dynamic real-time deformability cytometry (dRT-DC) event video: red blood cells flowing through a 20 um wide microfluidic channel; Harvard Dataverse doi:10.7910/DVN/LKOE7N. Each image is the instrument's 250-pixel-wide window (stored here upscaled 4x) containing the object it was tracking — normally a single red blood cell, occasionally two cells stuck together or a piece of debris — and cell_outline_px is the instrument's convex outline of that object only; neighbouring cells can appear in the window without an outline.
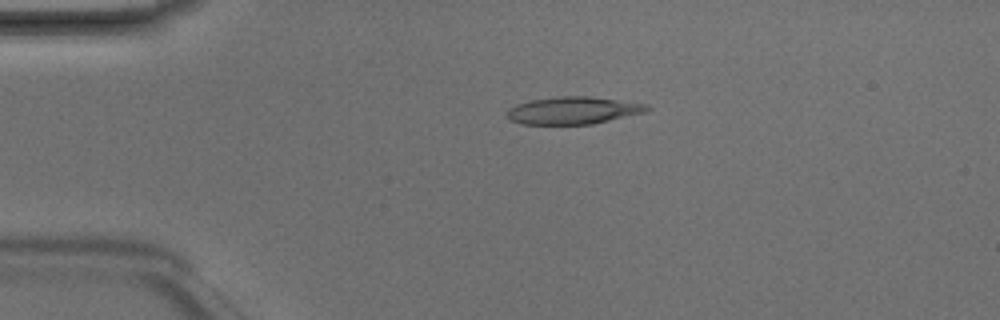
{"species": "Egyptian fruit bat (a non-hibernating species)", "species_latin": "Rousettus aegyptiacus", "temperature_condition": "room temperature", "stored_images_in_passage": 4, "camera_frame_rate_fps": 3000, "um_per_image_px": 0.085, "animal": {"sex": "male"}, "frame": {"image": 1, "passage_image": 3, "time_ms": 0.667, "image_size_px": [1000, 320], "cell_outline_px": [[652, 108], [644, 112], [592, 124], [520, 124], [508, 120], [508, 108], [516, 104], [532, 100], [560, 96], [588, 96], [648, 104]], "centroid_in_image_um": [48.7, 9.39], "position_along_channel_um": 36.3, "area_um2": 22.2}}